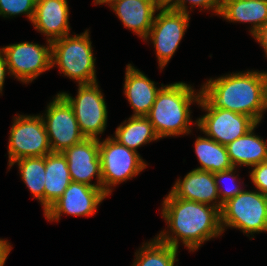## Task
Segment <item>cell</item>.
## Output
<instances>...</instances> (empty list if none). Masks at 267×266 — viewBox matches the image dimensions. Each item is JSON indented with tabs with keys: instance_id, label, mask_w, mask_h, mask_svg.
<instances>
[{
	"instance_id": "1",
	"label": "cell",
	"mask_w": 267,
	"mask_h": 266,
	"mask_svg": "<svg viewBox=\"0 0 267 266\" xmlns=\"http://www.w3.org/2000/svg\"><path fill=\"white\" fill-rule=\"evenodd\" d=\"M162 217L169 230L161 231L157 238L177 249L181 241L194 252L205 241L223 233L217 207L176 198L170 192L162 202Z\"/></svg>"
},
{
	"instance_id": "2",
	"label": "cell",
	"mask_w": 267,
	"mask_h": 266,
	"mask_svg": "<svg viewBox=\"0 0 267 266\" xmlns=\"http://www.w3.org/2000/svg\"><path fill=\"white\" fill-rule=\"evenodd\" d=\"M201 97L212 107L244 114L260 123L267 110L264 71L238 72L210 78L200 89Z\"/></svg>"
},
{
	"instance_id": "3",
	"label": "cell",
	"mask_w": 267,
	"mask_h": 266,
	"mask_svg": "<svg viewBox=\"0 0 267 266\" xmlns=\"http://www.w3.org/2000/svg\"><path fill=\"white\" fill-rule=\"evenodd\" d=\"M184 82L163 86L146 116L152 123L159 138L180 136L191 133V111L193 102L199 103L201 92H194Z\"/></svg>"
},
{
	"instance_id": "4",
	"label": "cell",
	"mask_w": 267,
	"mask_h": 266,
	"mask_svg": "<svg viewBox=\"0 0 267 266\" xmlns=\"http://www.w3.org/2000/svg\"><path fill=\"white\" fill-rule=\"evenodd\" d=\"M89 30L80 35H67L51 42V65H58L60 74L78 84L97 82L95 60Z\"/></svg>"
},
{
	"instance_id": "5",
	"label": "cell",
	"mask_w": 267,
	"mask_h": 266,
	"mask_svg": "<svg viewBox=\"0 0 267 266\" xmlns=\"http://www.w3.org/2000/svg\"><path fill=\"white\" fill-rule=\"evenodd\" d=\"M221 228H236L243 233L267 232V196L257 190H242L223 203Z\"/></svg>"
},
{
	"instance_id": "6",
	"label": "cell",
	"mask_w": 267,
	"mask_h": 266,
	"mask_svg": "<svg viewBox=\"0 0 267 266\" xmlns=\"http://www.w3.org/2000/svg\"><path fill=\"white\" fill-rule=\"evenodd\" d=\"M99 156L102 171V191L111 195L112 186L137 176L147 167L138 152L120 144L108 136L102 142L99 139Z\"/></svg>"
},
{
	"instance_id": "7",
	"label": "cell",
	"mask_w": 267,
	"mask_h": 266,
	"mask_svg": "<svg viewBox=\"0 0 267 266\" xmlns=\"http://www.w3.org/2000/svg\"><path fill=\"white\" fill-rule=\"evenodd\" d=\"M13 119L8 142V166L20 158L43 157L52 152L41 114H17Z\"/></svg>"
},
{
	"instance_id": "8",
	"label": "cell",
	"mask_w": 267,
	"mask_h": 266,
	"mask_svg": "<svg viewBox=\"0 0 267 266\" xmlns=\"http://www.w3.org/2000/svg\"><path fill=\"white\" fill-rule=\"evenodd\" d=\"M77 96L73 97L66 92L60 94L72 106L75 118L85 138L99 140L107 126V105L98 82L78 84Z\"/></svg>"
},
{
	"instance_id": "9",
	"label": "cell",
	"mask_w": 267,
	"mask_h": 266,
	"mask_svg": "<svg viewBox=\"0 0 267 266\" xmlns=\"http://www.w3.org/2000/svg\"><path fill=\"white\" fill-rule=\"evenodd\" d=\"M197 105L207 112L195 121L198 129L208 138L224 146L245 135L257 124L250 116L222 108H212L202 97Z\"/></svg>"
},
{
	"instance_id": "10",
	"label": "cell",
	"mask_w": 267,
	"mask_h": 266,
	"mask_svg": "<svg viewBox=\"0 0 267 266\" xmlns=\"http://www.w3.org/2000/svg\"><path fill=\"white\" fill-rule=\"evenodd\" d=\"M47 44L44 46L38 43L21 42L1 47L9 75L28 84L52 68L51 42L47 41Z\"/></svg>"
},
{
	"instance_id": "11",
	"label": "cell",
	"mask_w": 267,
	"mask_h": 266,
	"mask_svg": "<svg viewBox=\"0 0 267 266\" xmlns=\"http://www.w3.org/2000/svg\"><path fill=\"white\" fill-rule=\"evenodd\" d=\"M189 14L161 7L155 16L146 41L152 40L158 58L159 67L162 70L170 59L189 27Z\"/></svg>"
},
{
	"instance_id": "12",
	"label": "cell",
	"mask_w": 267,
	"mask_h": 266,
	"mask_svg": "<svg viewBox=\"0 0 267 266\" xmlns=\"http://www.w3.org/2000/svg\"><path fill=\"white\" fill-rule=\"evenodd\" d=\"M41 116L46 127L52 152L62 153L67 148L85 139L75 118L72 106L60 92L47 105L45 115L42 114Z\"/></svg>"
},
{
	"instance_id": "13",
	"label": "cell",
	"mask_w": 267,
	"mask_h": 266,
	"mask_svg": "<svg viewBox=\"0 0 267 266\" xmlns=\"http://www.w3.org/2000/svg\"><path fill=\"white\" fill-rule=\"evenodd\" d=\"M107 195L99 188L71 182L63 195L44 213L48 221H59L61 215L93 216Z\"/></svg>"
},
{
	"instance_id": "14",
	"label": "cell",
	"mask_w": 267,
	"mask_h": 266,
	"mask_svg": "<svg viewBox=\"0 0 267 266\" xmlns=\"http://www.w3.org/2000/svg\"><path fill=\"white\" fill-rule=\"evenodd\" d=\"M68 161L72 182L93 186L102 190V171L99 156V140L85 138L62 152ZM97 182L92 184V178ZM91 182V183H90Z\"/></svg>"
},
{
	"instance_id": "15",
	"label": "cell",
	"mask_w": 267,
	"mask_h": 266,
	"mask_svg": "<svg viewBox=\"0 0 267 266\" xmlns=\"http://www.w3.org/2000/svg\"><path fill=\"white\" fill-rule=\"evenodd\" d=\"M170 193L176 198L217 207L220 211L223 206L218 196L214 173L209 171L193 169L183 180L177 179Z\"/></svg>"
},
{
	"instance_id": "16",
	"label": "cell",
	"mask_w": 267,
	"mask_h": 266,
	"mask_svg": "<svg viewBox=\"0 0 267 266\" xmlns=\"http://www.w3.org/2000/svg\"><path fill=\"white\" fill-rule=\"evenodd\" d=\"M32 24L50 42L70 35L67 0H36Z\"/></svg>"
},
{
	"instance_id": "17",
	"label": "cell",
	"mask_w": 267,
	"mask_h": 266,
	"mask_svg": "<svg viewBox=\"0 0 267 266\" xmlns=\"http://www.w3.org/2000/svg\"><path fill=\"white\" fill-rule=\"evenodd\" d=\"M109 7L117 14L125 28L145 40L154 22V15L162 6L156 0H117Z\"/></svg>"
},
{
	"instance_id": "18",
	"label": "cell",
	"mask_w": 267,
	"mask_h": 266,
	"mask_svg": "<svg viewBox=\"0 0 267 266\" xmlns=\"http://www.w3.org/2000/svg\"><path fill=\"white\" fill-rule=\"evenodd\" d=\"M163 86L161 84L160 88L156 87L154 81H151L132 64H128L126 66L123 93L133 108L134 114L132 116H147Z\"/></svg>"
},
{
	"instance_id": "19",
	"label": "cell",
	"mask_w": 267,
	"mask_h": 266,
	"mask_svg": "<svg viewBox=\"0 0 267 266\" xmlns=\"http://www.w3.org/2000/svg\"><path fill=\"white\" fill-rule=\"evenodd\" d=\"M71 182L65 156L61 152L45 155L44 213L63 195Z\"/></svg>"
},
{
	"instance_id": "20",
	"label": "cell",
	"mask_w": 267,
	"mask_h": 266,
	"mask_svg": "<svg viewBox=\"0 0 267 266\" xmlns=\"http://www.w3.org/2000/svg\"><path fill=\"white\" fill-rule=\"evenodd\" d=\"M219 16L232 23H251L253 35L267 22V0H221Z\"/></svg>"
},
{
	"instance_id": "21",
	"label": "cell",
	"mask_w": 267,
	"mask_h": 266,
	"mask_svg": "<svg viewBox=\"0 0 267 266\" xmlns=\"http://www.w3.org/2000/svg\"><path fill=\"white\" fill-rule=\"evenodd\" d=\"M258 125L259 123L245 135L226 145L233 167L242 165L253 167L267 161V141L254 133Z\"/></svg>"
},
{
	"instance_id": "22",
	"label": "cell",
	"mask_w": 267,
	"mask_h": 266,
	"mask_svg": "<svg viewBox=\"0 0 267 266\" xmlns=\"http://www.w3.org/2000/svg\"><path fill=\"white\" fill-rule=\"evenodd\" d=\"M113 138L135 152L138 147L160 139L146 116H131L117 127Z\"/></svg>"
},
{
	"instance_id": "23",
	"label": "cell",
	"mask_w": 267,
	"mask_h": 266,
	"mask_svg": "<svg viewBox=\"0 0 267 266\" xmlns=\"http://www.w3.org/2000/svg\"><path fill=\"white\" fill-rule=\"evenodd\" d=\"M194 144L201 165L195 169L216 173L233 168L226 146L206 136L198 137Z\"/></svg>"
},
{
	"instance_id": "24",
	"label": "cell",
	"mask_w": 267,
	"mask_h": 266,
	"mask_svg": "<svg viewBox=\"0 0 267 266\" xmlns=\"http://www.w3.org/2000/svg\"><path fill=\"white\" fill-rule=\"evenodd\" d=\"M15 163L18 164L23 182L33 197L40 201L44 211L45 156L20 158L13 161L8 169Z\"/></svg>"
},
{
	"instance_id": "25",
	"label": "cell",
	"mask_w": 267,
	"mask_h": 266,
	"mask_svg": "<svg viewBox=\"0 0 267 266\" xmlns=\"http://www.w3.org/2000/svg\"><path fill=\"white\" fill-rule=\"evenodd\" d=\"M178 249L161 242L157 237L147 243L135 253L136 259L132 266H174ZM177 266V265H175Z\"/></svg>"
},
{
	"instance_id": "26",
	"label": "cell",
	"mask_w": 267,
	"mask_h": 266,
	"mask_svg": "<svg viewBox=\"0 0 267 266\" xmlns=\"http://www.w3.org/2000/svg\"><path fill=\"white\" fill-rule=\"evenodd\" d=\"M36 0H0V16L11 17L26 15L29 21H33Z\"/></svg>"
},
{
	"instance_id": "27",
	"label": "cell",
	"mask_w": 267,
	"mask_h": 266,
	"mask_svg": "<svg viewBox=\"0 0 267 266\" xmlns=\"http://www.w3.org/2000/svg\"><path fill=\"white\" fill-rule=\"evenodd\" d=\"M235 173H236V167H233L229 170L214 173V178H215V183H216V187H217V191H218V196H219L220 202L222 204L224 202H226L228 199L235 197L243 190L239 185L236 186L235 181L238 180L237 176H239V175H235ZM227 178L231 179V181H232L231 186L226 187L225 189H223L224 187L220 188V186H221V185H219L220 182L222 180L227 179Z\"/></svg>"
},
{
	"instance_id": "28",
	"label": "cell",
	"mask_w": 267,
	"mask_h": 266,
	"mask_svg": "<svg viewBox=\"0 0 267 266\" xmlns=\"http://www.w3.org/2000/svg\"><path fill=\"white\" fill-rule=\"evenodd\" d=\"M186 2L191 5V8L198 6L205 10H212L211 12L216 15L220 14L221 0H171L165 7L174 11L190 14Z\"/></svg>"
},
{
	"instance_id": "29",
	"label": "cell",
	"mask_w": 267,
	"mask_h": 266,
	"mask_svg": "<svg viewBox=\"0 0 267 266\" xmlns=\"http://www.w3.org/2000/svg\"><path fill=\"white\" fill-rule=\"evenodd\" d=\"M250 179L256 190L267 196V161L253 166L250 172Z\"/></svg>"
},
{
	"instance_id": "30",
	"label": "cell",
	"mask_w": 267,
	"mask_h": 266,
	"mask_svg": "<svg viewBox=\"0 0 267 266\" xmlns=\"http://www.w3.org/2000/svg\"><path fill=\"white\" fill-rule=\"evenodd\" d=\"M255 40L263 47L267 57V22L260 27L253 35Z\"/></svg>"
},
{
	"instance_id": "31",
	"label": "cell",
	"mask_w": 267,
	"mask_h": 266,
	"mask_svg": "<svg viewBox=\"0 0 267 266\" xmlns=\"http://www.w3.org/2000/svg\"><path fill=\"white\" fill-rule=\"evenodd\" d=\"M6 74H9L8 66L6 64L5 56L0 50V94L3 90Z\"/></svg>"
},
{
	"instance_id": "32",
	"label": "cell",
	"mask_w": 267,
	"mask_h": 266,
	"mask_svg": "<svg viewBox=\"0 0 267 266\" xmlns=\"http://www.w3.org/2000/svg\"><path fill=\"white\" fill-rule=\"evenodd\" d=\"M12 247L7 240L0 239V266H4L7 256L9 255Z\"/></svg>"
},
{
	"instance_id": "33",
	"label": "cell",
	"mask_w": 267,
	"mask_h": 266,
	"mask_svg": "<svg viewBox=\"0 0 267 266\" xmlns=\"http://www.w3.org/2000/svg\"><path fill=\"white\" fill-rule=\"evenodd\" d=\"M113 1L117 0H94V5L107 4L109 6Z\"/></svg>"
},
{
	"instance_id": "34",
	"label": "cell",
	"mask_w": 267,
	"mask_h": 266,
	"mask_svg": "<svg viewBox=\"0 0 267 266\" xmlns=\"http://www.w3.org/2000/svg\"><path fill=\"white\" fill-rule=\"evenodd\" d=\"M162 7H165L171 0H156Z\"/></svg>"
},
{
	"instance_id": "35",
	"label": "cell",
	"mask_w": 267,
	"mask_h": 266,
	"mask_svg": "<svg viewBox=\"0 0 267 266\" xmlns=\"http://www.w3.org/2000/svg\"><path fill=\"white\" fill-rule=\"evenodd\" d=\"M265 76H266V89H267V72H265Z\"/></svg>"
}]
</instances>
